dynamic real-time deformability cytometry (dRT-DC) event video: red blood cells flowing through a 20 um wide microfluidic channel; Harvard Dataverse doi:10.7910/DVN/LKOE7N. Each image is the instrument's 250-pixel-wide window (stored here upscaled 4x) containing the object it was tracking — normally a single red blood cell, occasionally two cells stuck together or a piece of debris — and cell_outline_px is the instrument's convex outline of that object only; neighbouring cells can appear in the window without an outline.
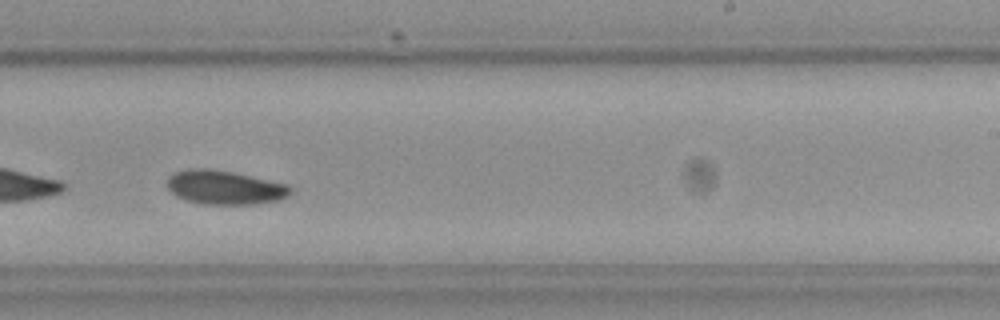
{"species": "Egyptian fruit bat (a non-hibernating species)", "species_latin": "Rousettus aegyptiacus", "temperature_condition": "cold", "stored_images_in_passage": 53, "camera_frame_rate_fps": 3000, "um_per_image_px": 0.085, "frame": {"image": 1, "passage_image": 32, "time_ms": 10.333, "image_size_px": [1000, 320], "cell_outline_px": [[292, 192], [288, 196], [280, 200], [256, 204], [204, 204], [184, 200], [176, 196], [164, 184], [168, 176], [172, 172], [188, 168], [208, 168], [232, 172], [288, 184], [292, 188]], "centroid_in_image_um": [19.06, 15.93], "position_along_channel_um": 269.9, "area_um2": 24.8}}
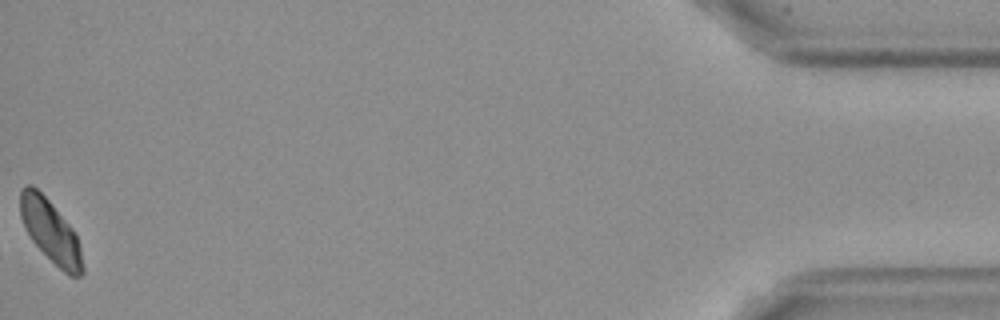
{"frame": {"image": 2, "passage_image": 53, "time_ms": 17.333, "image_size_px": [1000, 320], "cell_outline_px": [[84, 272], [80, 276], [68, 276], [32, 240], [20, 216], [20, 192], [28, 184], [32, 184], [48, 200], [72, 228], [76, 236], [80, 248], [84, 268]], "centroid_in_image_um": [4.31, 19.66], "position_along_channel_um": 430.9, "area_um2": 22.08}, "authors_computed_cell_mechanics": {"area_um2": 24.7962, "velocity_mm_per_s": 3.5569, "shape_relaxation_time_tau1_ms": 3.582, "shape_relaxation_time_tau2_ms": null, "deformation_change_tau1": 0.0856, "deformation_change_tau2": null}}